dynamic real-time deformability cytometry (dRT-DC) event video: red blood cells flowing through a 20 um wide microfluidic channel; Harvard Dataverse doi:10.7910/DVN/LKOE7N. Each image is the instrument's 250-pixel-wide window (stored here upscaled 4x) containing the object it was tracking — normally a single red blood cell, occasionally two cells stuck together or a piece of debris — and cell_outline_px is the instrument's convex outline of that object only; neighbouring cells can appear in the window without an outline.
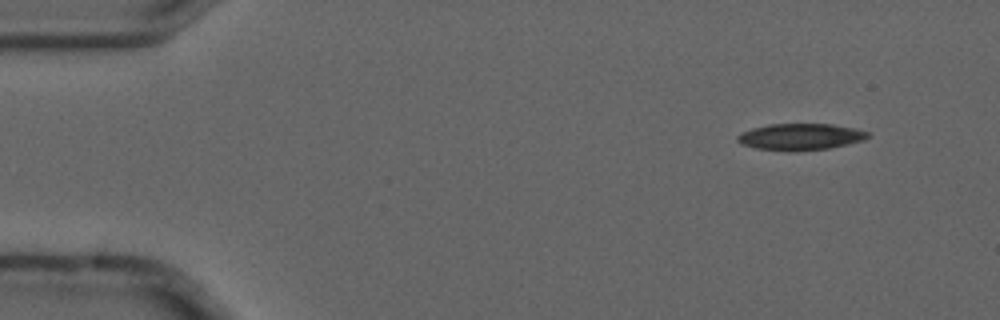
{"species": "common noctule bat (a hibernating species)", "species_latin": "Nyctalus noctula", "temperature_condition": "cold", "stored_images_in_passage": 4, "camera_frame_rate_fps": 3000, "um_per_image_px": 0.085, "animal": {"sex": "male", "forearm_length_mm": 52.5}, "frame": {"image": 1, "passage_image": 2, "time_ms": 0.333, "image_size_px": [1000, 320], "cell_outline_px": [[872, 136], [864, 140], [848, 144], [828, 148], [756, 148], [740, 144], [736, 140], [736, 136], [740, 132], [752, 128], [768, 124], [832, 124], [856, 128], [868, 132]], "centroid_in_image_um": [68.06, 11.57], "position_along_channel_um": 16.9, "area_um2": 19.42}}
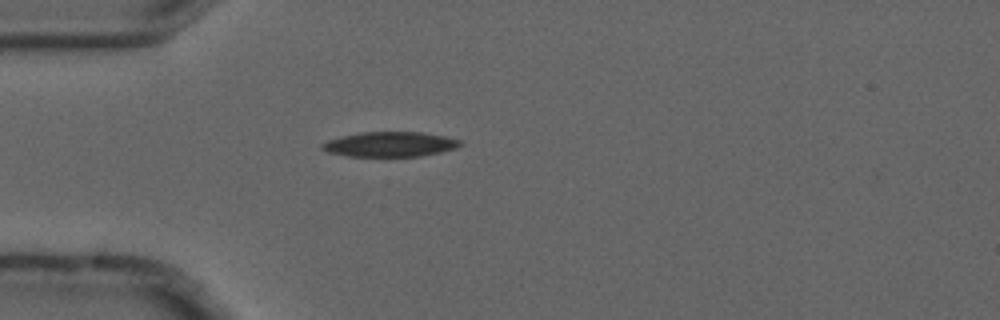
{"frame": {"image": 2, "passage_image": 4, "time_ms": 1.0, "image_size_px": [1000, 320], "cell_outline_px": [[464, 144], [456, 148], [440, 152], [420, 156], [348, 156], [328, 152], [320, 148], [320, 144], [328, 140], [340, 136], [360, 132], [420, 132], [444, 136], [460, 140]], "centroid_in_image_um": [33.13, 12.26], "position_along_channel_um": 51.9, "area_um2": 20.06}}